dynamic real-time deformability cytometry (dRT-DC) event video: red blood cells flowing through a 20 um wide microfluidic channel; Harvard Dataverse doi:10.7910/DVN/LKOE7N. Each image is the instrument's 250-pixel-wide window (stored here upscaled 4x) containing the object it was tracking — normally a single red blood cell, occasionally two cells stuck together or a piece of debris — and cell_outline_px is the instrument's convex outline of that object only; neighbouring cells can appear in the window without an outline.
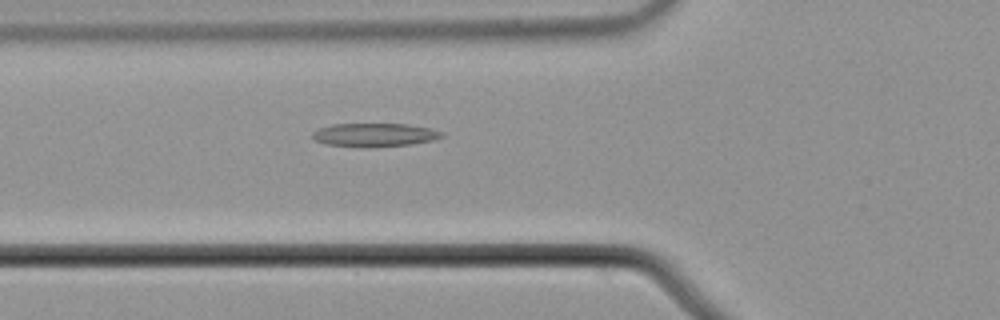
{"species": "common noctule bat (a hibernating species)", "species_latin": "Nyctalus noctula", "temperature_condition": "cold", "stored_images_in_passage": 38, "camera_frame_rate_fps": 3000, "um_per_image_px": 0.085, "animal": {"sex": "male", "body_mass_g": 21.5, "forearm_length_mm": 52.0}, "frame": {"image": 1, "passage_image": 3, "time_ms": 0.667, "image_size_px": [1000, 320], "cell_outline_px": [[444, 136], [432, 140], [408, 144], [368, 148], [364, 148], [328, 144], [316, 140], [312, 136], [312, 132], [320, 128], [332, 124], [408, 124], [432, 128], [444, 132]], "centroid_in_image_um": [31.86, 11.46], "position_along_channel_um": 93.9, "area_um2": 17.69}}
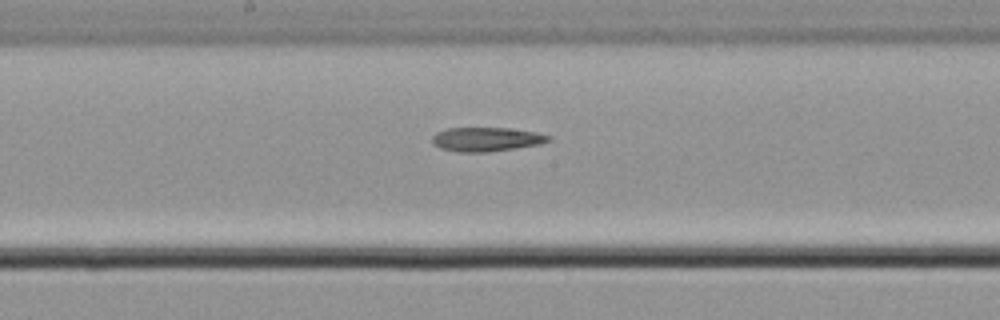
{"frame": {"image": 2, "passage_image": 12, "time_ms": 3.667, "image_size_px": [1000, 320], "cell_outline_px": [[552, 140], [540, 144], [516, 148], [488, 152], [456, 152], [440, 148], [432, 144], [432, 136], [436, 132], [448, 128], [508, 128], [536, 132], [552, 136]], "centroid_in_image_um": [41.34, 11.84], "position_along_channel_um": 206.9, "area_um2": 16.47}}
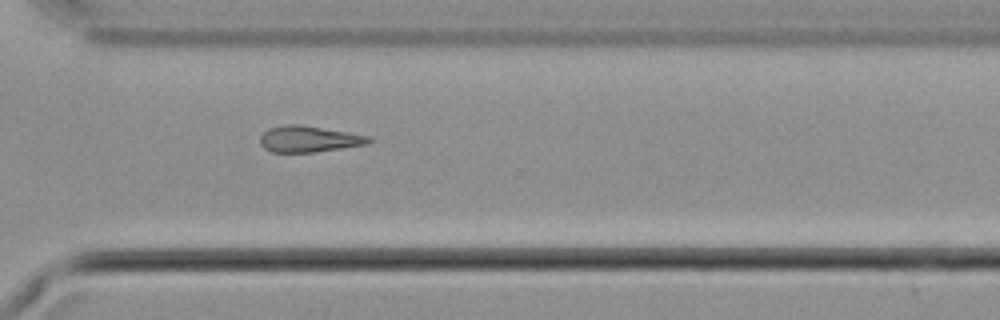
{"frame": {"image": 3, "passage_image": 23, "time_ms": 7.333, "image_size_px": [1000, 320], "cell_outline_px": [[372, 140], [368, 144], [316, 152], [272, 152], [264, 148], [260, 144], [260, 136], [268, 128], [284, 124], [300, 124], [372, 136]], "centroid_in_image_um": [26.26, 11.81], "position_along_channel_um": 344.3, "area_um2": 16.76}}